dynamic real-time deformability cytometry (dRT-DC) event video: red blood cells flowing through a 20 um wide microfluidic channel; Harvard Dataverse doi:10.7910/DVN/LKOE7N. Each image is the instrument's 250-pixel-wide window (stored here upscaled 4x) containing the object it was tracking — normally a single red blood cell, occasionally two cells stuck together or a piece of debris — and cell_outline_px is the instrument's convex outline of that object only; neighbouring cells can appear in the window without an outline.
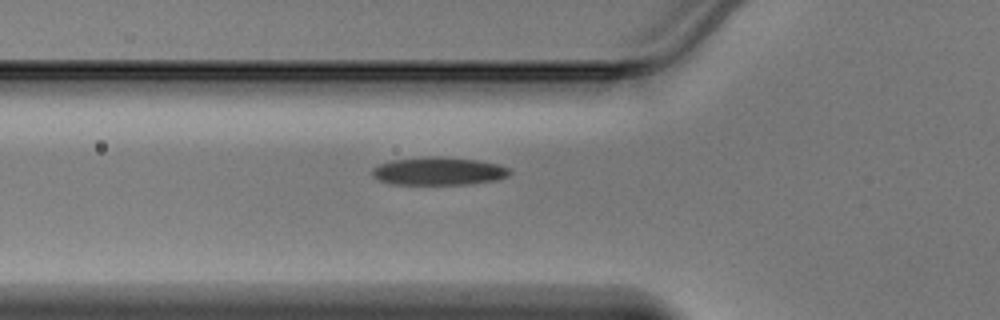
{"species": "Egyptian fruit bat (a non-hibernating species)", "species_latin": "Rousettus aegyptiacus", "temperature_condition": "warm", "stored_images_in_passage": 35, "camera_frame_rate_fps": 3000, "um_per_image_px": 0.085, "animal": {"sex": "male"}, "frame": {"image": 1, "passage_image": 7, "time_ms": 2.0, "image_size_px": [1000, 320], "cell_outline_px": [[512, 172], [508, 176], [496, 180], [472, 184], [388, 184], [376, 180], [372, 176], [372, 168], [380, 164], [392, 160], [428, 156], [440, 156], [476, 160], [496, 164], [508, 168]], "centroid_in_image_um": [37.24, 14.55], "position_along_channel_um": 88.6, "area_um2": 22.54}}
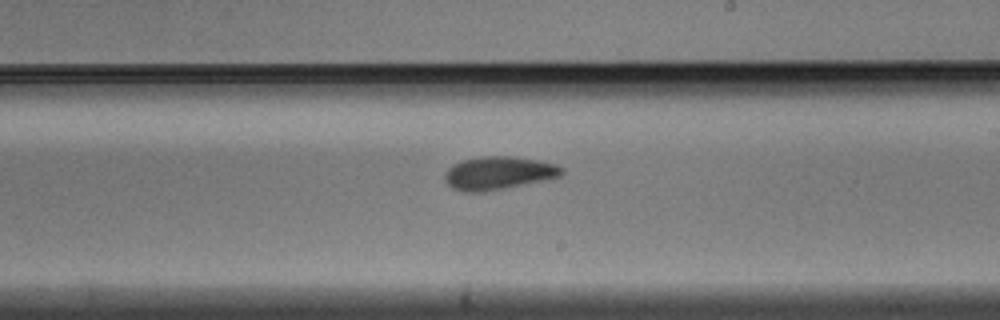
{"frame": {"image": 2, "passage_image": 18, "time_ms": 5.667, "image_size_px": [1000, 320], "cell_outline_px": [[564, 176], [552, 180], [484, 192], [464, 192], [452, 188], [444, 180], [444, 176], [448, 168], [452, 164], [464, 160], [480, 156], [512, 156], [540, 160], [556, 164], [564, 168]], "centroid_in_image_um": [42.45, 14.72], "position_along_channel_um": 246.5, "area_um2": 23.24}}
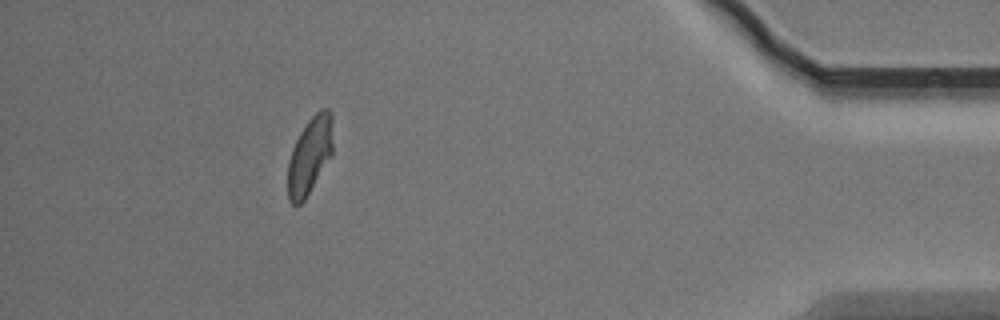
{"frame": {"image": 3, "passage_image": 33, "time_ms": 10.667, "image_size_px": [1000, 320], "cell_outline_px": [[332, 156], [304, 200], [300, 204], [292, 204], [288, 200], [288, 160], [292, 148], [300, 132], [308, 120], [320, 108], [328, 108], [332, 112]], "centroid_in_image_um": [26.34, 13.19], "position_along_channel_um": 408.9, "area_um2": 20.35}}